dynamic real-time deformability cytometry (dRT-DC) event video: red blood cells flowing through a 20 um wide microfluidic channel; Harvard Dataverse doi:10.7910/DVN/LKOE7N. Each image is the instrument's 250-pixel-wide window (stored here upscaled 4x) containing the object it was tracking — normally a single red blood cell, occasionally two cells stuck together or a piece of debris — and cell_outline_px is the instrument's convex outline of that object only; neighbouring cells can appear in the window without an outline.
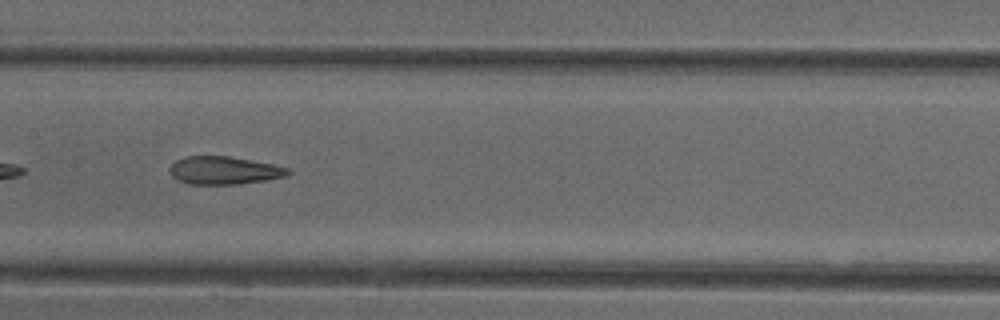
{"species": "common noctule bat (a hibernating species)", "species_latin": "Nyctalus noctula", "temperature_condition": "cold", "stored_images_in_passage": 35, "camera_frame_rate_fps": 3000, "um_per_image_px": 0.085, "animal": {"sex": "female"}, "frame": {"image": 1, "passage_image": 11, "time_ms": 3.333, "image_size_px": [1000, 320], "cell_outline_px": [[292, 172], [288, 176], [240, 184], [188, 184], [176, 180], [168, 172], [168, 168], [176, 160], [188, 156], [228, 156], [272, 164], [288, 168]], "centroid_in_image_um": [19.01, 14.49], "position_along_channel_um": 188.4, "area_um2": 19.31}}
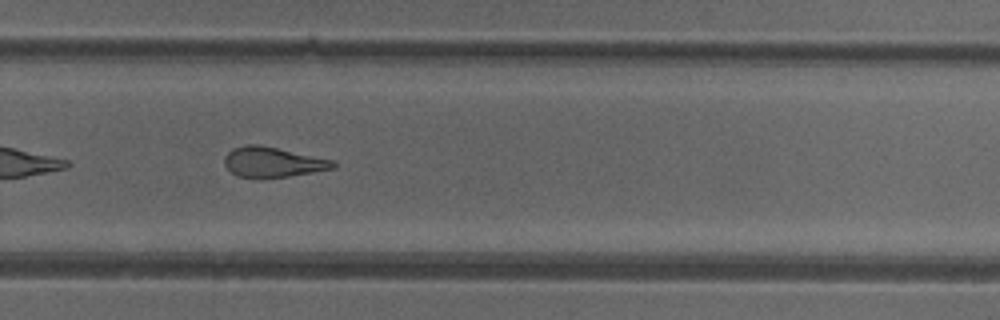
{"frame": {"image": 2, "passage_image": 20, "time_ms": 6.333, "image_size_px": [1000, 320], "cell_outline_px": [[336, 168], [288, 176], [260, 180], [236, 176], [224, 164], [224, 156], [232, 148], [248, 144], [260, 144], [332, 160], [336, 164]], "centroid_in_image_um": [23.13, 13.8], "position_along_channel_um": 306.7, "area_um2": 19.36}, "authors_computed_cell_mechanics": {"area_um2": 20.23, "velocity_mm_per_s": 3.9669, "shape_relaxation_time_tau1_ms": null, "shape_relaxation_time_tau2_ms": 2.6733, "deformation_change_tau1": null, "deformation_change_tau2": 0.1086}}